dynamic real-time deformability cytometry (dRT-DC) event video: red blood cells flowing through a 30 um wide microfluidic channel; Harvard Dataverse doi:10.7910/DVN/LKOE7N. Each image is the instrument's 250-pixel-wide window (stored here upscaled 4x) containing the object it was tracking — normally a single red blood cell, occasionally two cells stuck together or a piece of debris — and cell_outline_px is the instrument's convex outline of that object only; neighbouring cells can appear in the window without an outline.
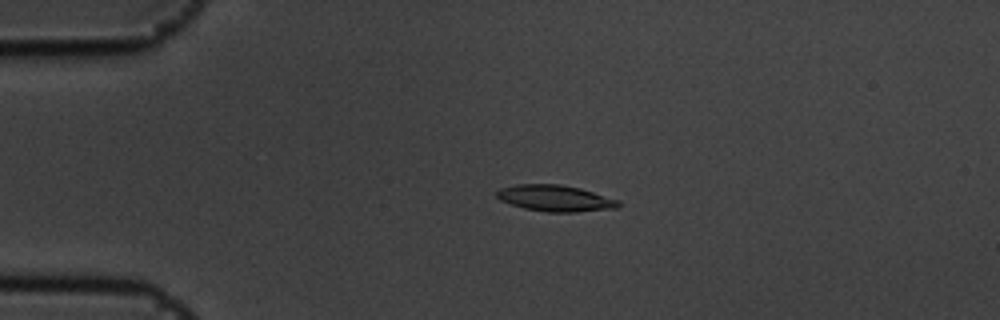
{"species": "common noctule bat (a hibernating species)", "species_latin": "Nyctalus noctula", "temperature_condition": "cold", "stored_images_in_passage": 55, "camera_frame_rate_fps": 3000, "um_per_image_px": 0.085, "animal": {"sex": "male", "body_mass_g": 19.5, "forearm_length_mm": 54.6}, "frame": {"image": 1, "passage_image": 12, "time_ms": 3.667, "image_size_px": [1000, 320], "cell_outline_px": [[620, 204], [616, 208], [576, 212], [548, 212], [524, 208], [500, 200], [496, 196], [496, 192], [500, 188], [516, 184], [560, 184], [580, 188], [620, 200]], "centroid_in_image_um": [47.2, 16.84], "position_along_channel_um": 37.8, "area_um2": 18.61}}
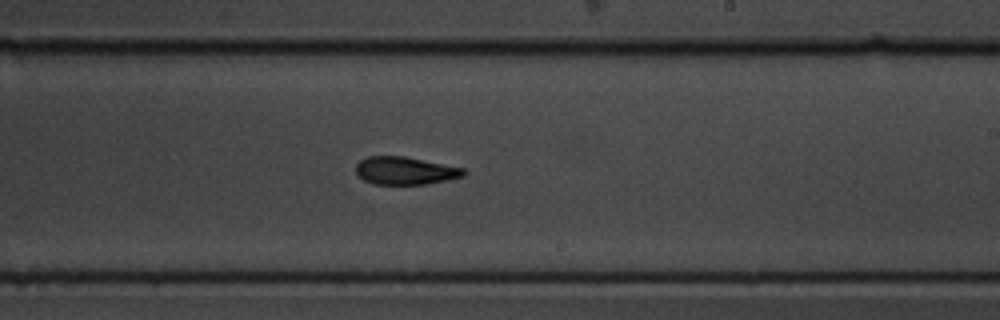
{"frame": {"image": 2, "passage_image": 33, "time_ms": 10.667, "image_size_px": [1000, 320], "cell_outline_px": [[468, 172], [464, 176], [448, 180], [428, 184], [372, 184], [364, 180], [356, 172], [356, 164], [360, 160], [368, 156], [404, 156], [464, 168]], "centroid_in_image_um": [34.46, 14.51], "position_along_channel_um": 254.5, "area_um2": 17.51}}
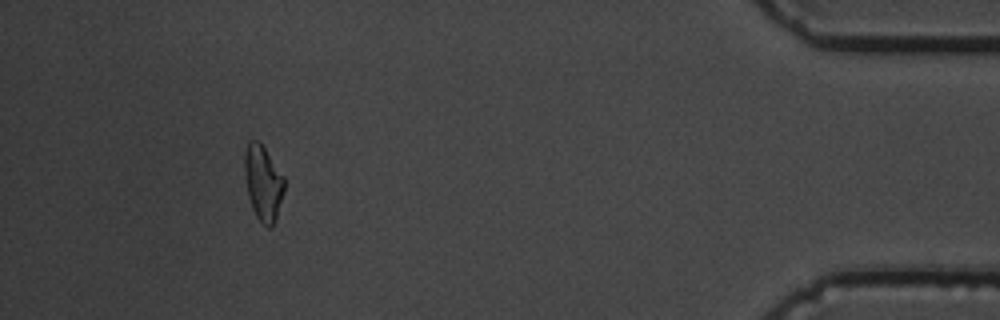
{"frame": {"image": 3, "passage_image": 51, "time_ms": 16.667, "image_size_px": [1000, 320], "cell_outline_px": [[284, 192], [276, 220], [272, 228], [268, 228], [256, 216], [252, 208], [248, 196], [244, 172], [244, 152], [248, 140], [260, 140], [284, 176]], "centroid_in_image_um": [22.36, 15.52], "position_along_channel_um": 412.8, "area_um2": 17.74}, "authors_computed_cell_mechanics": {"area_um2": 17.6868, "velocity_mm_per_s": 3.5955, "shape_relaxation_time_tau1_ms": 3.0154, "shape_relaxation_time_tau2_ms": 9.0299, "deformation_change_tau1": 0.1287, "deformation_change_tau2": 0.19}}